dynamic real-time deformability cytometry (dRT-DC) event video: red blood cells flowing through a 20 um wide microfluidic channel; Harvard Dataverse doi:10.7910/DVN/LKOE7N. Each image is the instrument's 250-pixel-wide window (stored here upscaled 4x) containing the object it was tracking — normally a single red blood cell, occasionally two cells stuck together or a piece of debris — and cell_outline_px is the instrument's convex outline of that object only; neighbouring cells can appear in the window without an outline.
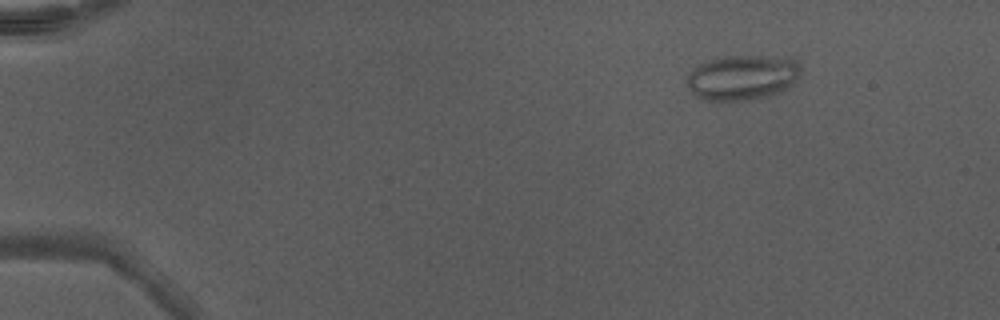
{"species": "Egyptian fruit bat (a non-hibernating species)", "species_latin": "Rousettus aegyptiacus", "temperature_condition": "warm", "stored_images_in_passage": 43, "camera_frame_rate_fps": 3000, "um_per_image_px": 0.085, "animal": {"sex": "male"}, "frame": {"image": 1, "passage_image": 1, "time_ms": 0.0, "image_size_px": [1000, 320], "cell_outline_px": [[796, 80], [788, 88], [780, 92], [768, 96], [748, 100], [704, 100], [696, 96], [688, 88], [688, 72], [700, 64], [712, 60], [728, 56], [756, 56], [788, 60], [796, 68]], "centroid_in_image_um": [62.98, 6.63], "position_along_channel_um": 22.0, "area_um2": 28.73}}
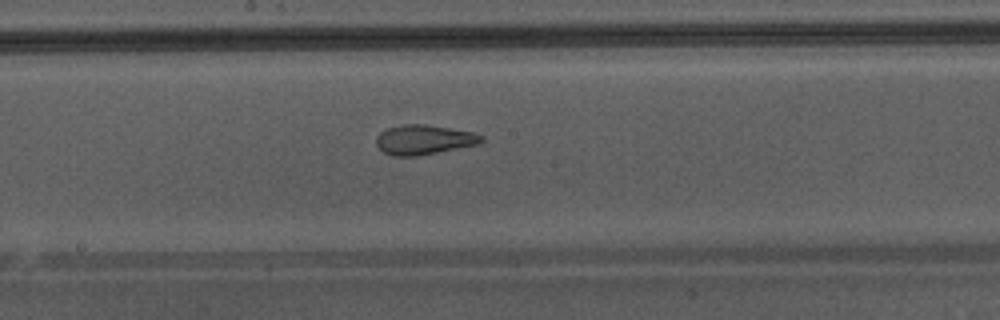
{"frame": {"image": 2, "passage_image": 22, "time_ms": 7.0, "image_size_px": [1000, 320], "cell_outline_px": [[484, 140], [480, 144], [416, 156], [392, 156], [384, 152], [376, 144], [376, 136], [380, 132], [388, 128], [400, 124], [424, 124], [472, 132], [484, 136]], "centroid_in_image_um": [36.02, 11.87], "position_along_channel_um": 212.2, "area_um2": 18.15}}
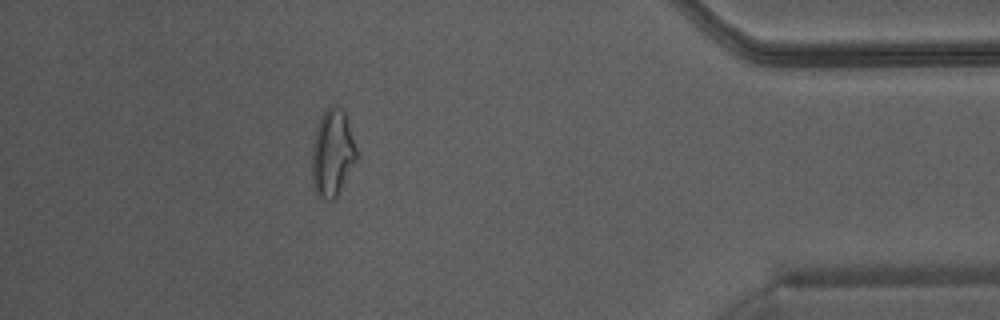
{"frame": {"image": 3, "passage_image": 38, "time_ms": 12.333, "image_size_px": [1000, 320], "cell_outline_px": [[356, 160], [336, 200], [324, 200], [316, 192], [312, 176], [312, 148], [316, 128], [320, 116], [328, 108], [340, 108], [344, 112], [356, 148]], "centroid_in_image_um": [28.24, 13.07], "position_along_channel_um": 407.0, "area_um2": 22.2}, "authors_computed_cell_mechanics": {"area_um2": 21.964, "velocity_mm_per_s": 4.377, "shape_relaxation_time_tau1_ms": null, "shape_relaxation_time_tau2_ms": 0.9011, "deformation_change_tau1": null, "deformation_change_tau2": 0.0889}}